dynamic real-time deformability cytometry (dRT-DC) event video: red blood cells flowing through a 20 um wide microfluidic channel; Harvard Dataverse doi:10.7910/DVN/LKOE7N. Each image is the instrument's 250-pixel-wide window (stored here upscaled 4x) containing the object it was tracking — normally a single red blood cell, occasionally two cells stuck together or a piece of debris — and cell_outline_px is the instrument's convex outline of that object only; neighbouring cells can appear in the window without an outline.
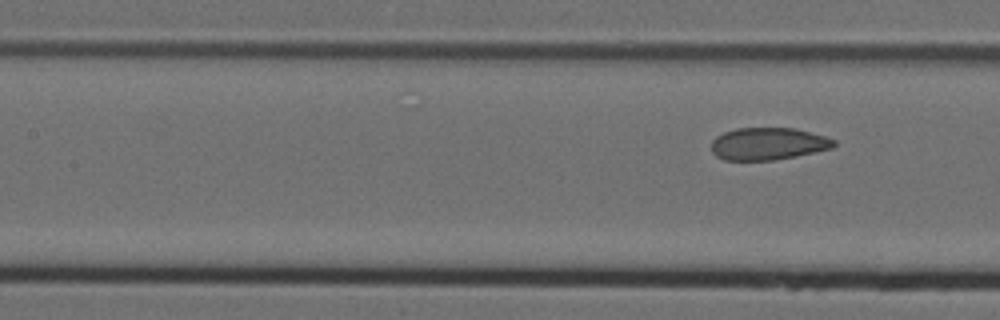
{"species": "Egyptian fruit bat (a non-hibernating species)", "species_latin": "Rousettus aegyptiacus", "temperature_condition": "cold", "stored_images_in_passage": 4, "camera_frame_rate_fps": 3000, "um_per_image_px": 0.085, "animal": {"sex": "female"}, "frame": {"image": 1, "passage_image": 4, "time_ms": 1.0, "image_size_px": [1000, 320], "cell_outline_px": [[836, 144], [832, 148], [796, 156], [772, 160], [724, 160], [716, 156], [712, 152], [712, 140], [716, 136], [724, 132], [736, 128], [796, 128], [824, 136], [836, 140]], "centroid_in_image_um": [65.28, 12.22], "position_along_channel_um": 142.1, "area_um2": 23.06}}